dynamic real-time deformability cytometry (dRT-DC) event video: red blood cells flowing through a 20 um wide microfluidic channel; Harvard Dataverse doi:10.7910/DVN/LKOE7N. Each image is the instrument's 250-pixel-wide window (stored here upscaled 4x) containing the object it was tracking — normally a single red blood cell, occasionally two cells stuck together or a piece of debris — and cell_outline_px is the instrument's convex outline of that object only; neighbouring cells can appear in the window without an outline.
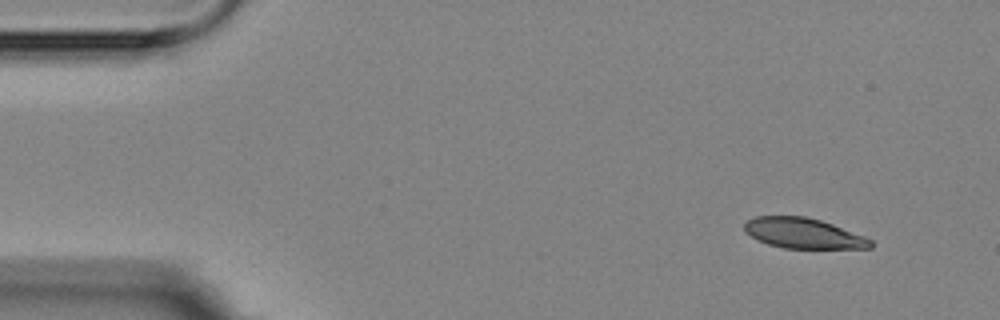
{"species": "Egyptian fruit bat (a non-hibernating species)", "species_latin": "Rousettus aegyptiacus", "temperature_condition": "room temperature", "stored_images_in_passage": 4, "segment_of_instrument_passage": [1, 2], "camera_frame_rate_fps": 3000, "um_per_image_px": 0.085, "animal": {"sex": "female"}, "frame": {"image": 1, "passage_image": 1, "time_ms": 0.0, "image_size_px": [1000, 320], "cell_outline_px": [[872, 248], [784, 248], [768, 244], [744, 232], [744, 224], [748, 220], [756, 216], [804, 216], [820, 220], [832, 224], [864, 236], [872, 240]], "centroid_in_image_um": [68.28, 19.82], "position_along_channel_um": 16.7, "area_um2": 22.08}}